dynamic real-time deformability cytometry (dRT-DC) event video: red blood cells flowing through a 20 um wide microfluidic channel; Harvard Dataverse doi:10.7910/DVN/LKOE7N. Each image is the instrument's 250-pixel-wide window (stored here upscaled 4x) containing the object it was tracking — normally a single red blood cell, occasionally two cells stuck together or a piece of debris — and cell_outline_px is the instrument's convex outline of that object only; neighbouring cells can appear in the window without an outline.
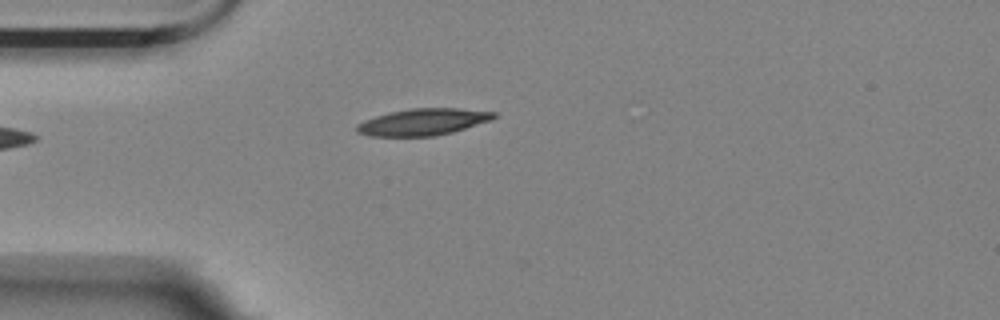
{"species": "Egyptian fruit bat (a non-hibernating species)", "species_latin": "Rousettus aegyptiacus", "temperature_condition": "room temperature", "stored_images_in_passage": 3, "camera_frame_rate_fps": 3000, "um_per_image_px": 0.085, "animal": {"sex": "female"}, "frame": {"image": 1, "passage_image": 2, "time_ms": 0.333, "image_size_px": [1000, 320], "cell_outline_px": [[496, 116], [492, 120], [452, 132], [436, 136], [368, 136], [356, 132], [356, 124], [364, 120], [388, 112], [412, 108], [456, 108], [496, 112]], "centroid_in_image_um": [35.93, 10.37], "position_along_channel_um": 49.1, "area_um2": 21.39}}